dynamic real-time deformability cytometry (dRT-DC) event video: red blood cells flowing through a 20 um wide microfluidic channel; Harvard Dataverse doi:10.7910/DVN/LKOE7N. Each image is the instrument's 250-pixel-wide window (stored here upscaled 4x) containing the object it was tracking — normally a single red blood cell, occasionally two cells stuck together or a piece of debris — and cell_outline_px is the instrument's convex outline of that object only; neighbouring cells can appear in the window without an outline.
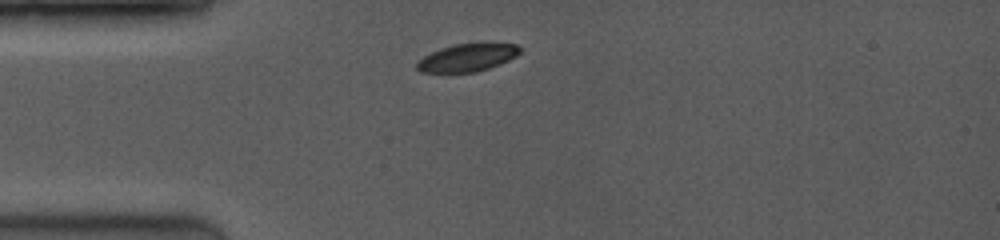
{"species": "common noctule bat (a hibernating species)", "species_latin": "Nyctalus noctula", "temperature_condition": "room temperature", "stored_images_in_passage": 3, "camera_frame_rate_fps": 3500, "um_per_image_px": 0.085, "animal": {"sex": "female", "body_mass_g": 19.0, "forearm_length_mm": 53.3}, "frame": {"image": 1, "passage_image": 1, "time_ms": 0.0, "image_size_px": [1000, 240], "cell_outline_px": [[520, 52], [516, 56], [508, 60], [488, 68], [476, 72], [420, 72], [416, 68], [416, 64], [424, 56], [440, 48], [456, 44], [516, 44], [520, 48]], "centroid_in_image_um": [39.69, 4.91], "position_along_channel_um": 45.3, "area_um2": 16.18}}